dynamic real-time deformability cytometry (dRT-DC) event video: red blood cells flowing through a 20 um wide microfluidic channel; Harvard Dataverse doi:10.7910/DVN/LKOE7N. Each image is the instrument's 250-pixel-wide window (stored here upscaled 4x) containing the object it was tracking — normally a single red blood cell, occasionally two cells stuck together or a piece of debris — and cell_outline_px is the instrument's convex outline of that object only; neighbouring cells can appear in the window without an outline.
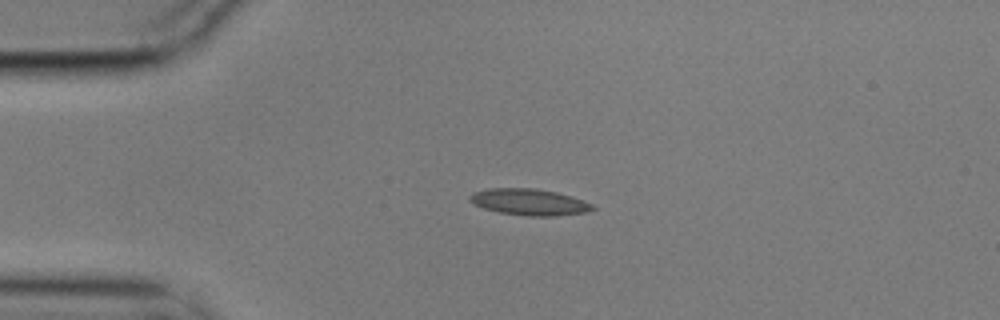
{"species": "common noctule bat (a hibernating species)", "species_latin": "Nyctalus noctula", "temperature_condition": "cold", "stored_images_in_passage": 2, "camera_frame_rate_fps": 3000, "um_per_image_px": 0.085, "animal": {"sex": "male", "body_mass_g": 17.9}, "frame": {"image": 1, "passage_image": 1, "time_ms": 0.0, "image_size_px": [1000, 320], "cell_outline_px": [[596, 208], [584, 212], [556, 216], [528, 216], [500, 212], [484, 208], [472, 204], [468, 200], [468, 196], [472, 192], [488, 188], [536, 188], [556, 192], [592, 204]], "centroid_in_image_um": [44.9, 17.16], "position_along_channel_um": 40.1, "area_um2": 18.79}}